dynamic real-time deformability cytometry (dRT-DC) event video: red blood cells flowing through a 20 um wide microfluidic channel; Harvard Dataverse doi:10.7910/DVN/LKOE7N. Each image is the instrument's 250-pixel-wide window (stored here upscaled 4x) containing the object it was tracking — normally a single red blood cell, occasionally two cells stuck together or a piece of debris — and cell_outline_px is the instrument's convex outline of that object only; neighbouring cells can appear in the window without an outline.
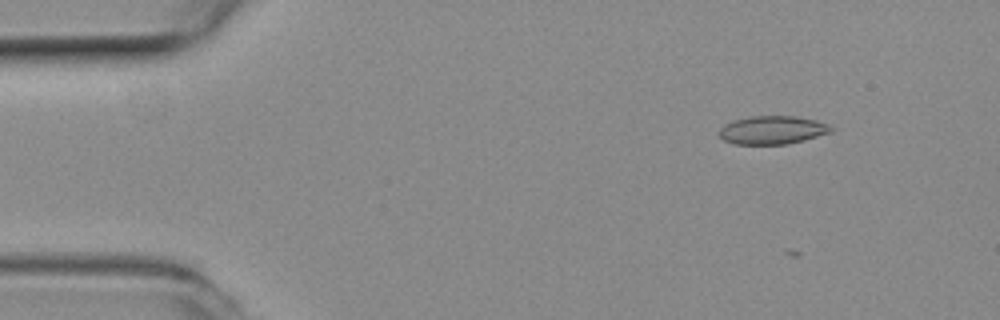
{"species": "common noctule bat (a hibernating species)", "species_latin": "Nyctalus noctula", "temperature_condition": "room temperature", "stored_images_in_passage": 15, "camera_frame_rate_fps": 3000, "um_per_image_px": 0.085, "animal": {"sex": "female", "body_mass_g": 19.3, "forearm_length_mm": 54.1}, "frame": {"image": 1, "passage_image": 8, "time_ms": 2.333, "image_size_px": [1000, 320], "cell_outline_px": [[836, 128], [832, 132], [804, 140], [788, 144], [732, 144], [724, 140], [716, 132], [724, 124], [736, 120], [752, 116], [796, 116], [816, 120], [828, 124]], "centroid_in_image_um": [65.67, 11.06], "position_along_channel_um": 19.3, "area_um2": 18.61}}